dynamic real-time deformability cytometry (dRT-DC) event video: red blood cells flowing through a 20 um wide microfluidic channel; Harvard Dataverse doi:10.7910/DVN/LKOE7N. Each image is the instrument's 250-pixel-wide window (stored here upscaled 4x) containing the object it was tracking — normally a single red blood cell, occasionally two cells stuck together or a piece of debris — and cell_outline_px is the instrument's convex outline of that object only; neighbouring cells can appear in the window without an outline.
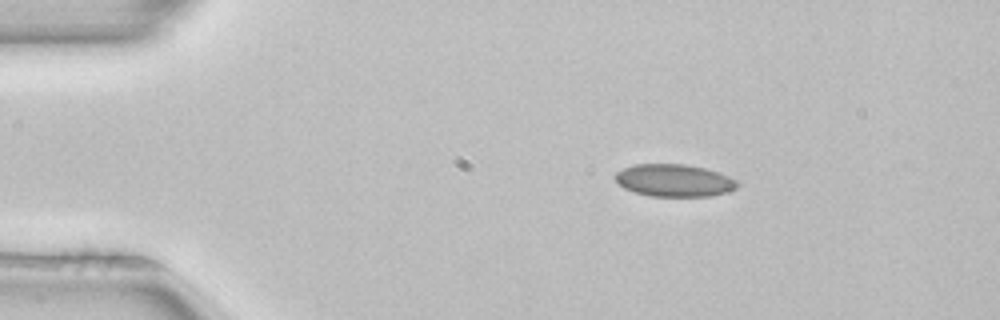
{"species": "common noctule bat (a hibernating species)", "species_latin": "Nyctalus noctula", "temperature_condition": "room temperature", "stored_images_in_passage": 3, "camera_frame_rate_fps": 3000, "um_per_image_px": 0.085, "animal": {"sex": "female", "body_mass_g": 22.7, "forearm_length_mm": 54.2}, "frame": {"image": 1, "passage_image": 1, "time_ms": 0.0, "image_size_px": [1000, 320], "cell_outline_px": [[736, 188], [728, 192], [708, 196], [648, 196], [624, 188], [616, 180], [616, 172], [624, 168], [636, 164], [684, 164], [704, 168], [720, 172], [736, 180]], "centroid_in_image_um": [57.31, 15.33], "position_along_channel_um": 27.7, "area_um2": 22.83}}